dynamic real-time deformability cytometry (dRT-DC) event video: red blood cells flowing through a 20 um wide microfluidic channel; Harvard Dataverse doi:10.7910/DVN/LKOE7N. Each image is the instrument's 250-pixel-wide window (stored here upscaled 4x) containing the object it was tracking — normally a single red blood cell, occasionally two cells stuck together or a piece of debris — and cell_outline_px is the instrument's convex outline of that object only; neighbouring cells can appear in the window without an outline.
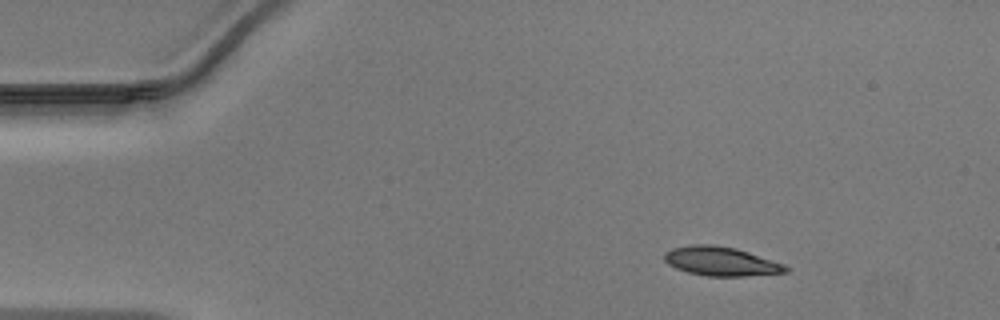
{"species": "Egyptian fruit bat (a non-hibernating species)", "species_latin": "Rousettus aegyptiacus", "temperature_condition": "warm", "stored_images_in_passage": 47, "camera_frame_rate_fps": 3000, "um_per_image_px": 0.085, "animal": {"sex": "male"}, "frame": {"image": 1, "passage_image": 6, "time_ms": 1.667, "image_size_px": [1000, 320], "cell_outline_px": [[792, 268], [788, 272], [744, 276], [708, 276], [688, 272], [676, 268], [668, 264], [664, 260], [664, 252], [672, 248], [692, 244], [712, 244], [736, 248], [784, 264]], "centroid_in_image_um": [61.28, 22.21], "position_along_channel_um": 23.7, "area_um2": 20.58}}
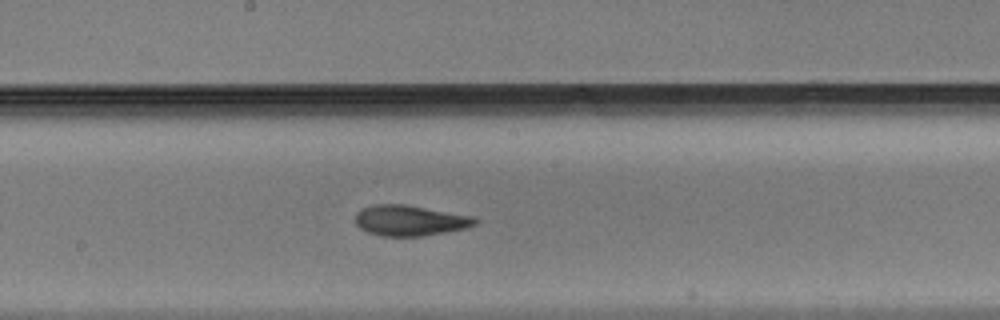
{"frame": {"image": 2, "passage_image": 25, "time_ms": 8.0, "image_size_px": [1000, 320], "cell_outline_px": [[480, 220], [476, 224], [464, 228], [444, 232], [420, 236], [380, 236], [368, 232], [360, 228], [356, 224], [356, 212], [372, 204], [404, 204], [476, 216]], "centroid_in_image_um": [34.86, 18.73], "position_along_channel_um": 213.3, "area_um2": 21.39}}
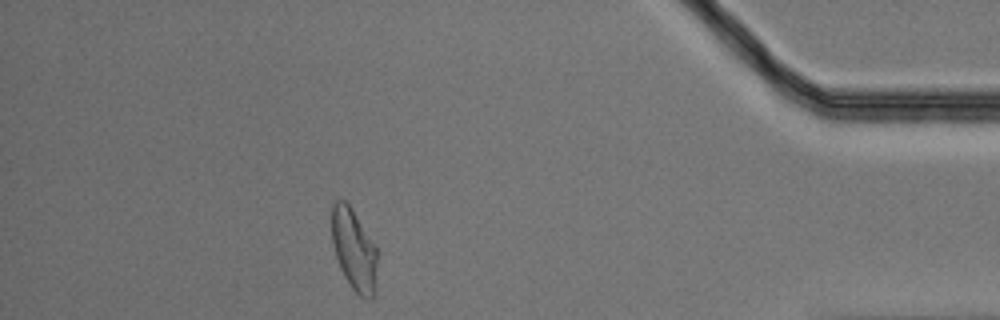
{"frame": {"image": 3, "passage_image": 42, "time_ms": 13.667, "image_size_px": [1000, 320], "cell_outline_px": [[376, 280], [372, 296], [368, 300], [360, 296], [352, 288], [344, 276], [340, 268], [336, 256], [332, 240], [332, 204], [336, 200], [344, 200], [352, 208], [376, 248]], "centroid_in_image_um": [30.07, 21.22], "position_along_channel_um": 405.1, "area_um2": 21.21}}